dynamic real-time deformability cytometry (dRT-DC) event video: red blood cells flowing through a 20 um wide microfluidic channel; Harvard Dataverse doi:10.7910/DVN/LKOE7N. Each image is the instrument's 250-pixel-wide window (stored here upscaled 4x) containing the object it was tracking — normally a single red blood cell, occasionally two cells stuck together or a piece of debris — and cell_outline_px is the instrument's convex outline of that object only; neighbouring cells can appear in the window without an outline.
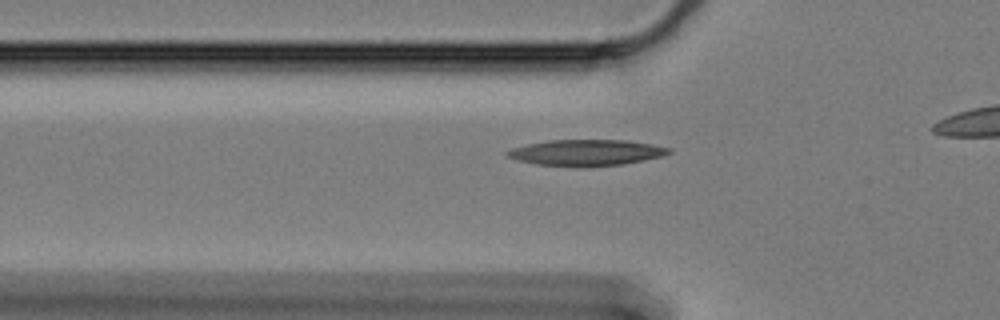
{"species": "Egyptian fruit bat (a non-hibernating species)", "species_latin": "Rousettus aegyptiacus", "temperature_condition": "cold", "stored_images_in_passage": 25, "camera_frame_rate_fps": 3000, "um_per_image_px": 0.085, "animal": {"sex": "female"}, "frame": {"image": 1, "passage_image": 2, "time_ms": 0.333, "image_size_px": [1000, 320], "cell_outline_px": [[672, 152], [660, 156], [644, 160], [624, 164], [536, 164], [516, 160], [504, 156], [504, 152], [512, 148], [528, 144], [548, 140], [628, 140], [652, 144], [672, 148]], "centroid_in_image_um": [49.83, 12.93], "position_along_channel_um": 76.0, "area_um2": 23.7}}
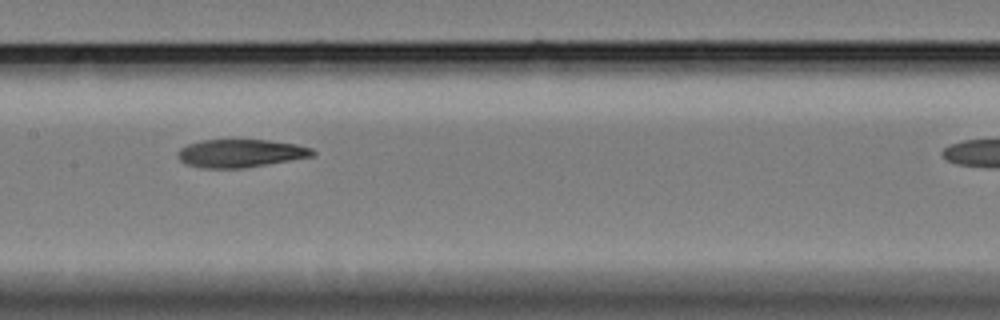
{"frame": {"image": 2, "passage_image": 12, "time_ms": 3.667, "image_size_px": [1000, 320], "cell_outline_px": [[316, 152], [312, 156], [244, 168], [200, 168], [184, 164], [176, 156], [176, 152], [180, 148], [188, 144], [204, 140], [268, 140], [296, 144], [312, 148]], "centroid_in_image_um": [20.39, 13.03], "position_along_channel_um": 187.0, "area_um2": 22.02}}
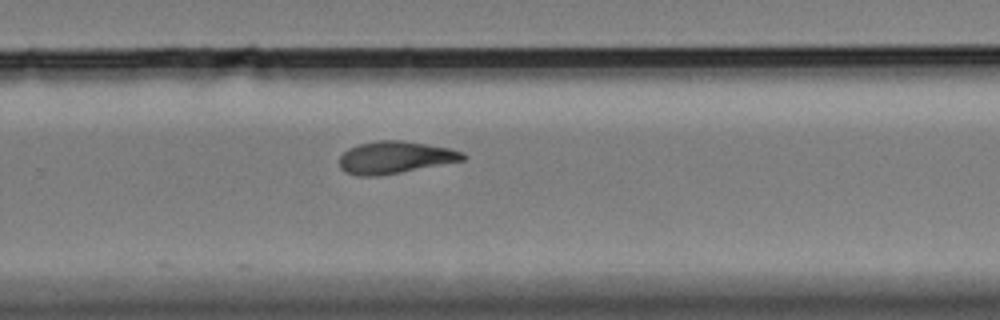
{"frame": {"image": 3, "passage_image": 22, "time_ms": 7.0, "image_size_px": [1000, 320], "cell_outline_px": [[468, 156], [464, 160], [400, 172], [376, 176], [356, 176], [344, 172], [340, 168], [340, 156], [348, 148], [360, 144], [376, 140], [400, 140], [452, 148], [464, 152]], "centroid_in_image_um": [33.58, 13.38], "position_along_channel_um": 296.2, "area_um2": 23.24}}